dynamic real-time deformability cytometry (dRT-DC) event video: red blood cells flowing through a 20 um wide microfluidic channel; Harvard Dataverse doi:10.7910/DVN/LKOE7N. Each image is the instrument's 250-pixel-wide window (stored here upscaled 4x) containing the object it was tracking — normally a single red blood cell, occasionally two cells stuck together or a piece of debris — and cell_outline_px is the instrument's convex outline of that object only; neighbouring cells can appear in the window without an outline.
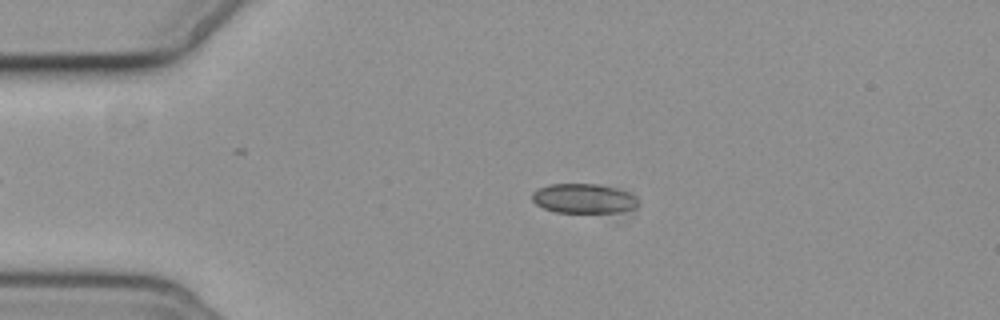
{"species": "common noctule bat (a hibernating species)", "species_latin": "Nyctalus noctula", "temperature_condition": "cold", "stored_images_in_passage": 5, "camera_frame_rate_fps": 3000, "um_per_image_px": 0.085, "animal": {"sex": "female", "body_mass_g": 19.3, "forearm_length_mm": 54.1}, "frame": {"image": 1, "passage_image": 3, "time_ms": 2.667, "image_size_px": [1000, 320], "cell_outline_px": [[640, 204], [636, 208], [624, 212], [556, 212], [544, 208], [536, 204], [532, 200], [532, 192], [548, 184], [596, 184], [616, 188], [628, 192], [636, 196]], "centroid_in_image_um": [49.66, 16.88], "position_along_channel_um": 35.3, "area_um2": 18.38}}